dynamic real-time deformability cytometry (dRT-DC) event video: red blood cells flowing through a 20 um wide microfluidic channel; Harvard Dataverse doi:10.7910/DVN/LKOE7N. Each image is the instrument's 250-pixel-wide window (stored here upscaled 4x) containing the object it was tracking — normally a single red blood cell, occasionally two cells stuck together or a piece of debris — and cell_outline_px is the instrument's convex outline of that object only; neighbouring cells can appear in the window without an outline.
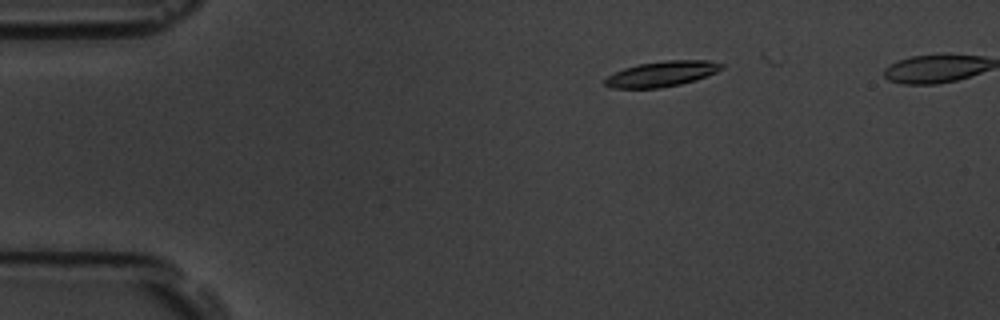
{"species": "common noctule bat (a hibernating species)", "species_latin": "Nyctalus noctula", "temperature_condition": "room temperature", "stored_images_in_passage": 9, "camera_frame_rate_fps": 3000, "um_per_image_px": 0.085, "animal": {"sex": "male", "body_mass_g": 19.5, "forearm_length_mm": 54.6}, "frame": {"image": 1, "passage_image": 3, "time_ms": 0.667, "image_size_px": [1000, 320], "cell_outline_px": [[724, 68], [716, 72], [696, 80], [680, 84], [656, 88], [612, 88], [604, 84], [604, 80], [608, 76], [624, 68], [640, 64], [668, 60], [708, 60], [724, 64]], "centroid_in_image_um": [56.28, 6.27], "position_along_channel_um": 28.7, "area_um2": 17.11}}